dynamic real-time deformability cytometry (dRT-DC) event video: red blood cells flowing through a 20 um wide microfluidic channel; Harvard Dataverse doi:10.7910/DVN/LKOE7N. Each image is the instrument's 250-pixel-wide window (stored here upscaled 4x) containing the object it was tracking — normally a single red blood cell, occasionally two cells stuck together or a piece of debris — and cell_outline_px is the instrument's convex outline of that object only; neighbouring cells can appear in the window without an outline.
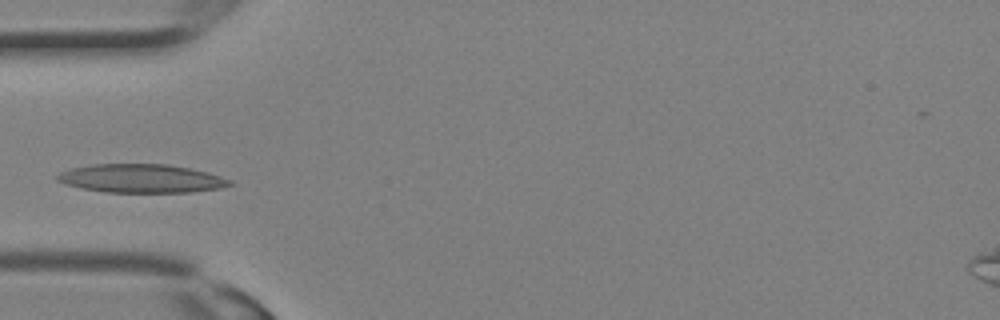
{"species": "Egyptian fruit bat (a non-hibernating species)", "species_latin": "Rousettus aegyptiacus", "temperature_condition": "room temperature", "stored_images_in_passage": 8, "camera_frame_rate_fps": 3000, "um_per_image_px": 0.085, "animal": {"sex": "female"}, "frame": {"image": 1, "passage_image": 1, "time_ms": 0.0, "image_size_px": [1000, 320], "cell_outline_px": [[236, 184], [220, 188], [192, 192], [108, 192], [80, 188], [64, 184], [56, 180], [56, 176], [60, 172], [72, 168], [92, 164], [168, 164], [208, 172], [232, 180]], "centroid_in_image_um": [12.02, 15.17], "position_along_channel_um": 73.0, "area_um2": 28.78}}
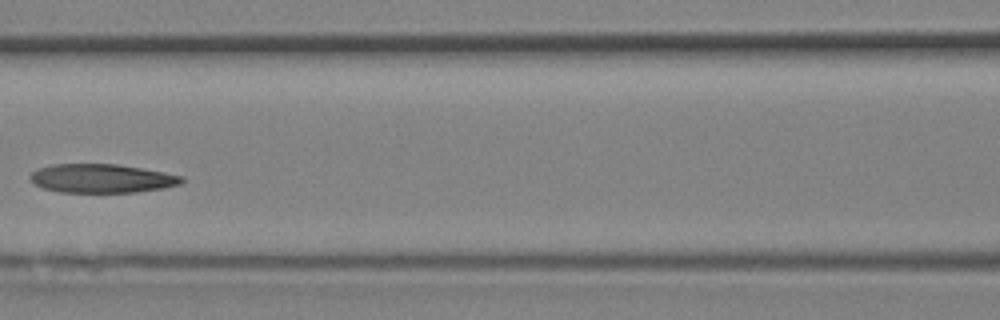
{"frame": {"image": 2, "passage_image": 5, "time_ms": 1.333, "image_size_px": [1000, 320], "cell_outline_px": [[184, 180], [180, 184], [164, 188], [136, 192], [60, 192], [40, 188], [28, 176], [36, 168], [52, 164], [116, 164], [164, 172], [184, 176]], "centroid_in_image_um": [8.62, 15.16], "position_along_channel_um": 158.0, "area_um2": 25.49}}
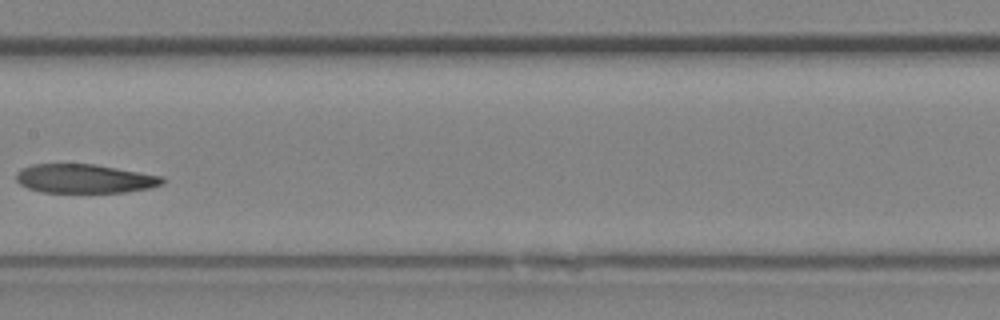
{"frame": {"image": 3, "passage_image": 7, "time_ms": 2.0, "image_size_px": [1000, 320], "cell_outline_px": [[164, 180], [160, 184], [148, 188], [124, 192], [40, 192], [28, 188], [20, 184], [16, 180], [16, 172], [32, 164], [96, 164], [164, 176]], "centroid_in_image_um": [7.17, 15.18], "position_along_channel_um": 200.2, "area_um2": 24.57}}